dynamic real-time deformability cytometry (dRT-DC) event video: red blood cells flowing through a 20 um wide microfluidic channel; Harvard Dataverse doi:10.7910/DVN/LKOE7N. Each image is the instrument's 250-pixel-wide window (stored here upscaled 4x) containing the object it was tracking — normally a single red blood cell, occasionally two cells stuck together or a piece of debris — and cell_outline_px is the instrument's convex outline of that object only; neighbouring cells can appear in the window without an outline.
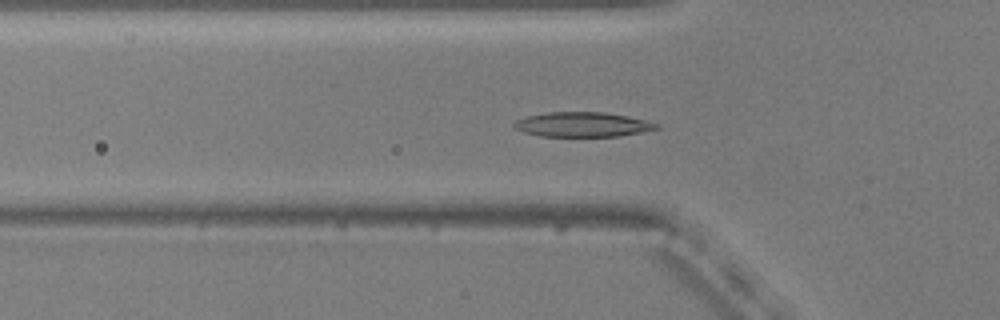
{"species": "common noctule bat (a hibernating species)", "species_latin": "Nyctalus noctula", "temperature_condition": "warm", "stored_images_in_passage": 54, "camera_frame_rate_fps": 3000, "um_per_image_px": 0.085, "animal": {"sex": "male", "body_mass_g": 20.5, "forearm_length_mm": 52.5}, "frame": {"image": 1, "passage_image": 18, "time_ms": 5.667, "image_size_px": [1000, 320], "cell_outline_px": [[660, 128], [640, 132], [616, 136], [540, 136], [524, 132], [516, 128], [512, 124], [516, 120], [528, 116], [548, 112], [604, 112], [628, 116], [660, 124]], "centroid_in_image_um": [49.52, 10.58], "position_along_channel_um": 76.3, "area_um2": 20.29}}
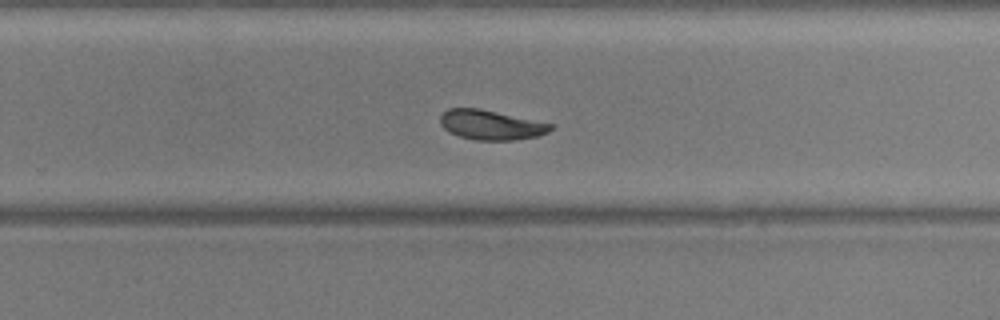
{"frame": {"image": 2, "passage_image": 35, "time_ms": 11.333, "image_size_px": [1000, 320], "cell_outline_px": [[552, 128], [548, 132], [536, 136], [516, 140], [476, 140], [460, 136], [448, 132], [440, 124], [440, 116], [448, 108], [480, 108], [552, 124]], "centroid_in_image_um": [41.69, 10.61], "position_along_channel_um": 288.1, "area_um2": 18.96}}
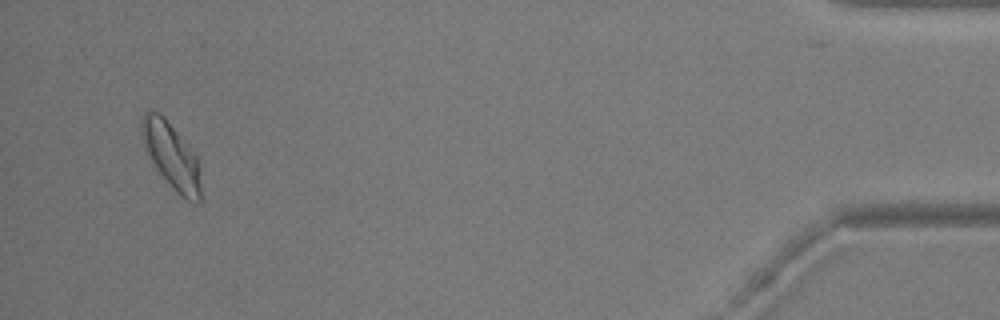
{"frame": {"image": 3, "passage_image": 52, "time_ms": 17.0, "image_size_px": [1000, 320], "cell_outline_px": [[200, 204], [196, 204], [180, 196], [176, 192], [156, 168], [144, 148], [140, 136], [140, 120], [144, 112], [156, 112], [164, 116], [196, 156], [200, 164]], "centroid_in_image_um": [14.55, 13.25], "position_along_channel_um": 420.6, "area_um2": 22.72}, "authors_computed_cell_mechanics": {"area_um2": 20.2878, "velocity_mm_per_s": 3.7257, "shape_relaxation_time_tau1_ms": 3.4954, "shape_relaxation_time_tau2_ms": 2.8222, "deformation_change_tau1": 0.1322, "deformation_change_tau2": 0.0696}}